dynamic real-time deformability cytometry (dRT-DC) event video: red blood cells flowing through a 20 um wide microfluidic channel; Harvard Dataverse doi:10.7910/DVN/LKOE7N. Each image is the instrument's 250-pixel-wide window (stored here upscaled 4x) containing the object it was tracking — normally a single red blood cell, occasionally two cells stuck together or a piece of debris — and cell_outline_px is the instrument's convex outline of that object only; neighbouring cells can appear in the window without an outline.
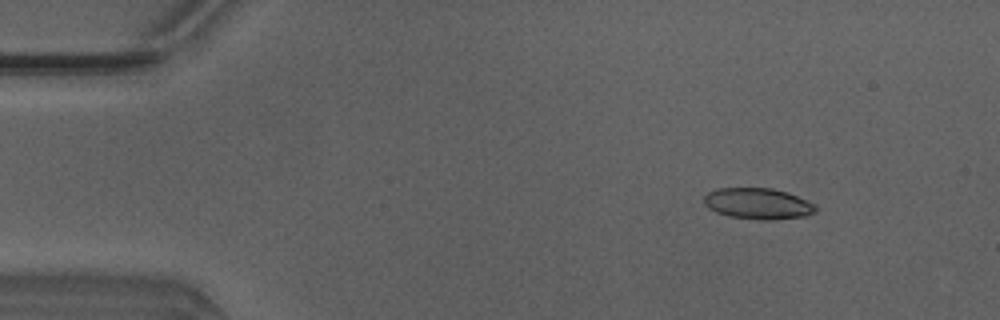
{"species": "Egyptian fruit bat (a non-hibernating species)", "species_latin": "Rousettus aegyptiacus", "temperature_condition": "warm", "stored_images_in_passage": 8, "camera_frame_rate_fps": 3000, "um_per_image_px": 0.085, "animal": {"sex": "male"}, "frame": {"image": 1, "passage_image": 1, "time_ms": 0.0, "image_size_px": [1000, 320], "cell_outline_px": [[816, 212], [804, 216], [772, 220], [764, 220], [728, 216], [716, 212], [708, 208], [704, 204], [704, 196], [708, 192], [716, 188], [772, 188], [788, 192], [816, 204]], "centroid_in_image_um": [64.42, 17.3], "position_along_channel_um": 20.6, "area_um2": 20.35}}